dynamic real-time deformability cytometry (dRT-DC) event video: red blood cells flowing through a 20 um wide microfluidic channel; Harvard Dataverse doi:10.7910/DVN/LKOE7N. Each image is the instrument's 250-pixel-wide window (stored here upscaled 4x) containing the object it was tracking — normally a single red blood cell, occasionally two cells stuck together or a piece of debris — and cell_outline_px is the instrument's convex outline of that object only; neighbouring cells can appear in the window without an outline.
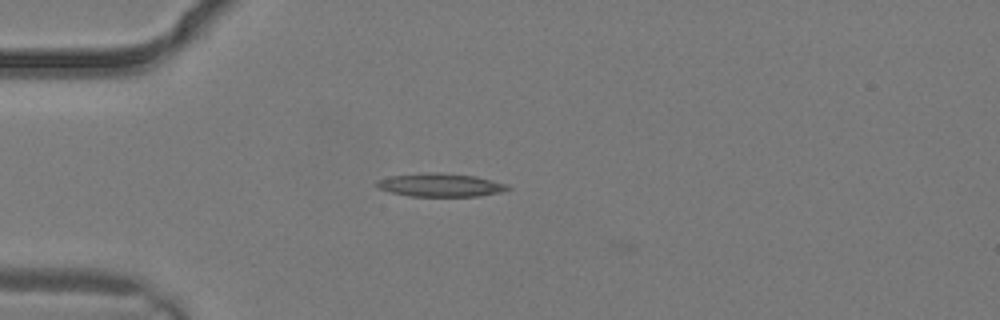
{"species": "common noctule bat (a hibernating species)", "species_latin": "Nyctalus noctula", "temperature_condition": "warm", "stored_images_in_passage": 3, "camera_frame_rate_fps": 3000, "um_per_image_px": 0.085, "animal": {"sex": "male", "body_mass_g": 19.2, "forearm_length_mm": 51.8}, "frame": {"image": 1, "passage_image": 3, "time_ms": 0.667, "image_size_px": [1000, 320], "cell_outline_px": [[512, 188], [500, 192], [480, 196], [412, 196], [392, 192], [380, 188], [372, 184], [376, 180], [388, 176], [428, 172], [440, 172], [476, 176], [508, 184]], "centroid_in_image_um": [37.43, 15.71], "position_along_channel_um": 47.6, "area_um2": 17.92}}